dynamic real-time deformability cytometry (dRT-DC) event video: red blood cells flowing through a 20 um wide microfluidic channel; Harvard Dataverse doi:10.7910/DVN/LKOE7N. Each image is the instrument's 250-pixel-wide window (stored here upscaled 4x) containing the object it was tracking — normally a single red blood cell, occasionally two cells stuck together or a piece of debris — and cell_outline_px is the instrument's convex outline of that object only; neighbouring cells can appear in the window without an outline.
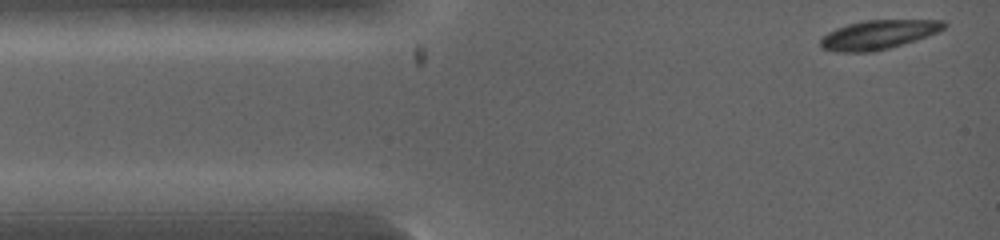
{"species": "common noctule bat (a hibernating species)", "species_latin": "Nyctalus noctula", "temperature_condition": "warm", "stored_images_in_passage": 5, "camera_frame_rate_fps": 5000, "um_per_image_px": 0.085, "animal": {"sex": "female", "body_mass_g": 19.0, "forearm_length_mm": 53.3}, "frame": {"image": 1, "passage_image": 1, "time_ms": 0.0, "image_size_px": [1000, 240], "cell_outline_px": [[948, 24], [944, 28], [928, 36], [916, 40], [888, 48], [872, 52], [836, 52], [820, 48], [820, 40], [828, 32], [836, 28], [848, 24], [864, 20], [944, 20]], "centroid_in_image_um": [74.64, 2.95], "position_along_channel_um": 10.4, "area_um2": 20.92}}
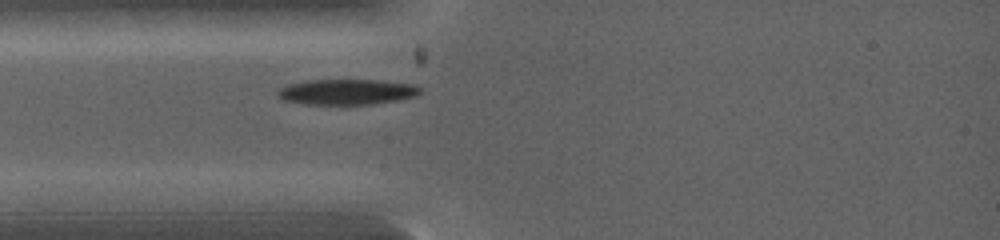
{"frame": {"image": 2, "passage_image": 5, "time_ms": 1.8, "image_size_px": [1000, 240], "cell_outline_px": [[424, 88], [416, 96], [400, 100], [372, 104], [304, 104], [280, 100], [276, 96], [276, 92], [280, 88], [288, 84], [304, 80], [376, 80], [416, 84]], "centroid_in_image_um": [29.47, 7.81], "position_along_channel_um": 55.5, "area_um2": 21.56}}